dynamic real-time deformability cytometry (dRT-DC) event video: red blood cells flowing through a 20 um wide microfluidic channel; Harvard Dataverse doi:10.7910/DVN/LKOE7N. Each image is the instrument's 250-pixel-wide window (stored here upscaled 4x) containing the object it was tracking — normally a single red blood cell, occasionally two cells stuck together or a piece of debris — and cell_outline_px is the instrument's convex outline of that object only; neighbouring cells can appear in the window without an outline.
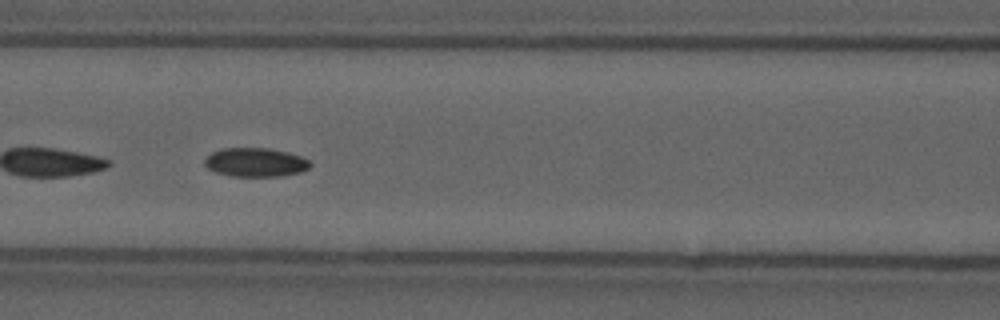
{"species": "common noctule bat (a hibernating species)", "species_latin": "Nyctalus noctula", "temperature_condition": "cold", "stored_images_in_passage": 55, "camera_frame_rate_fps": 3000, "um_per_image_px": 0.085, "animal": {"sex": "male", "forearm_length_mm": 52.5}, "frame": {"image": 1, "passage_image": 24, "time_ms": 7.667, "image_size_px": [1000, 320], "cell_outline_px": [[312, 164], [308, 168], [300, 172], [280, 176], [232, 176], [216, 172], [208, 168], [204, 164], [204, 160], [212, 152], [220, 148], [268, 148], [288, 152], [300, 156], [308, 160]], "centroid_in_image_um": [21.7, 13.79], "position_along_channel_um": 144.9, "area_um2": 17.69}, "authors_computed_cell_mechanics": {"area_um2": 17.7446, "velocity_mm_per_s": 3.6789, "shape_relaxation_time_tau1_ms": null, "shape_relaxation_time_tau2_ms": 5.9251, "deformation_change_tau1": null, "deformation_change_tau2": 0.1012}}